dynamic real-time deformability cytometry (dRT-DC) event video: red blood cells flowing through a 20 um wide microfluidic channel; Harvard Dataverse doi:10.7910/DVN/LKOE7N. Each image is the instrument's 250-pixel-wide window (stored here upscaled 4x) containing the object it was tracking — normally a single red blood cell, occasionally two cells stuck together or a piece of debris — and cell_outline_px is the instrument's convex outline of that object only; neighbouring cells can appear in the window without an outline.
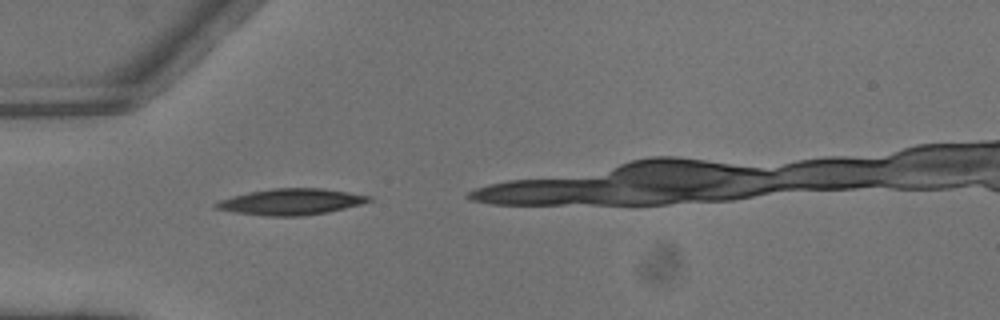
{"species": "common noctule bat (a hibernating species)", "species_latin": "Nyctalus noctula", "temperature_condition": "warm", "stored_images_in_passage": 4, "camera_frame_rate_fps": 3000, "um_per_image_px": 0.085, "animal": {"sex": "male", "body_mass_g": 13.3}, "frame": {"image": 1, "passage_image": 2, "time_ms": 0.333, "image_size_px": [1000, 320], "cell_outline_px": [[372, 200], [360, 204], [328, 212], [300, 216], [264, 216], [232, 212], [212, 208], [212, 204], [220, 200], [232, 196], [248, 192], [272, 188], [324, 188], [372, 196]], "centroid_in_image_um": [24.68, 17.15], "position_along_channel_um": 60.3, "area_um2": 23.47}}
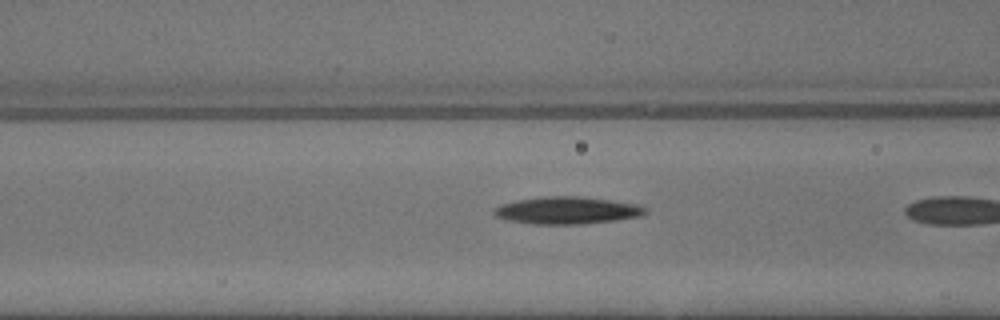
{"frame": {"image": 2, "passage_image": 4, "time_ms": 1.0, "image_size_px": [1000, 320], "cell_outline_px": [[648, 212], [640, 216], [616, 220], [584, 224], [532, 224], [508, 220], [496, 216], [492, 212], [492, 208], [500, 204], [516, 200], [544, 196], [580, 196], [636, 204], [648, 208]], "centroid_in_image_um": [48.17, 17.88], "position_along_channel_um": 118.4, "area_um2": 24.16}}